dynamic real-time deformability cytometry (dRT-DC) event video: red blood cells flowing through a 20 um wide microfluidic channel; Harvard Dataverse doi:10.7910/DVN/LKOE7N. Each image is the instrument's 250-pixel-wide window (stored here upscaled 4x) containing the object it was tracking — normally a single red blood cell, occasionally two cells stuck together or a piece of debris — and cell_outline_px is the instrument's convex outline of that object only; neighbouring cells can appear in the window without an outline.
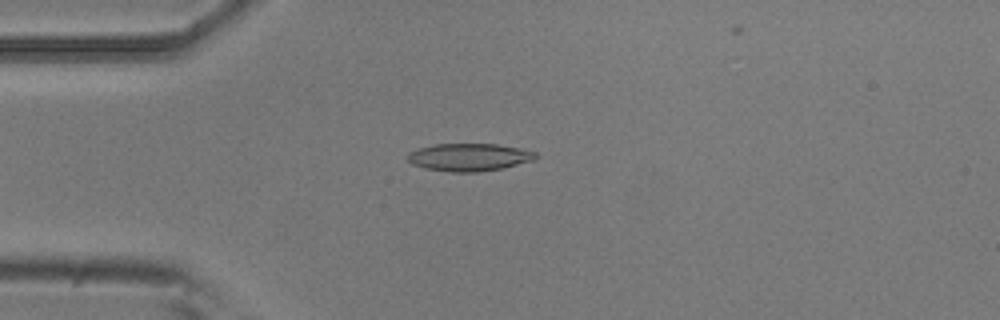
{"species": "common noctule bat (a hibernating species)", "species_latin": "Nyctalus noctula", "temperature_condition": "room temperature", "stored_images_in_passage": 47, "camera_frame_rate_fps": 3000, "um_per_image_px": 0.085, "animal": {"sex": "male", "body_mass_g": 20.5, "forearm_length_mm": 52.5}, "frame": {"image": 1, "passage_image": 14, "time_ms": 4.333, "image_size_px": [1000, 320], "cell_outline_px": [[536, 156], [532, 160], [504, 168], [480, 172], [448, 172], [424, 168], [412, 164], [408, 160], [408, 152], [420, 148], [436, 144], [496, 144], [520, 148], [536, 152]], "centroid_in_image_um": [39.86, 13.37], "position_along_channel_um": 45.1, "area_um2": 20.58}}
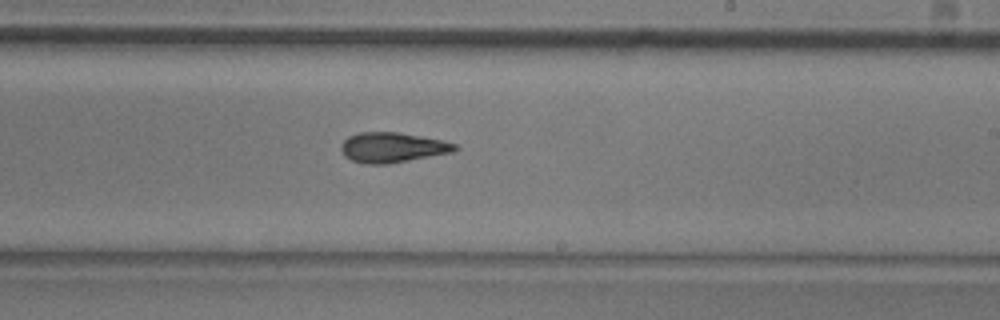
{"frame": {"image": 2, "passage_image": 32, "time_ms": 10.333, "image_size_px": [1000, 320], "cell_outline_px": [[460, 148], [452, 152], [388, 164], [368, 164], [352, 160], [344, 156], [340, 148], [340, 144], [348, 136], [360, 132], [400, 132], [440, 140], [456, 144]], "centroid_in_image_um": [33.32, 12.53], "position_along_channel_um": 255.7, "area_um2": 19.88}}
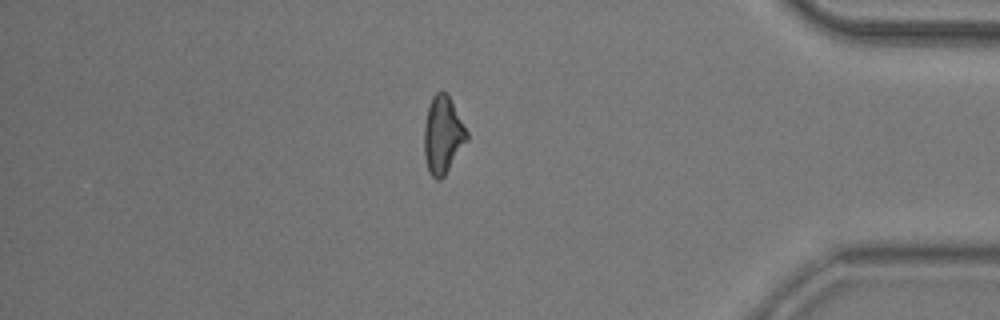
{"frame": {"image": 3, "passage_image": 46, "time_ms": 15.0, "image_size_px": [1000, 320], "cell_outline_px": [[468, 140], [444, 176], [440, 180], [436, 180], [428, 172], [424, 156], [424, 124], [428, 108], [432, 96], [436, 92], [444, 92], [448, 96], [468, 132]], "centroid_in_image_um": [37.62, 11.52], "position_along_channel_um": 397.6, "area_um2": 19.13}}